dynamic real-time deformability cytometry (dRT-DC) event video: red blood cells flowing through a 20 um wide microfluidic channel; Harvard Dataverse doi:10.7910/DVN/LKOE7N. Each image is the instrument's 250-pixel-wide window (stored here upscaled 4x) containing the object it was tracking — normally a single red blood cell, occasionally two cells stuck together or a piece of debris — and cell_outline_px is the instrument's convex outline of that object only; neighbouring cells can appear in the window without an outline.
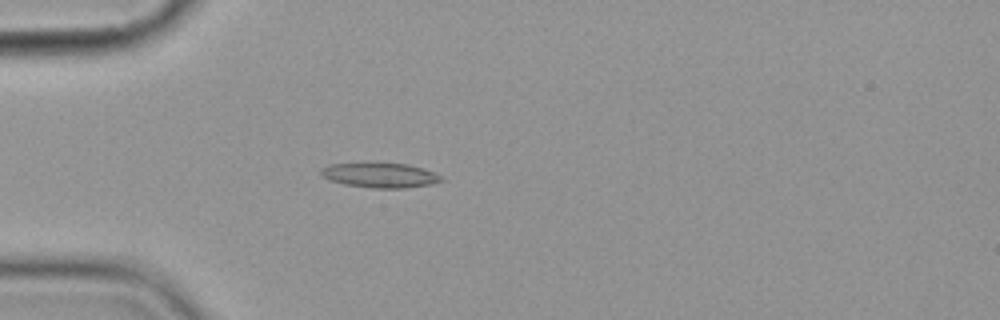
{"species": "common noctule bat (a hibernating species)", "species_latin": "Nyctalus noctula", "temperature_condition": "cold", "stored_images_in_passage": 6, "camera_frame_rate_fps": 3000, "um_per_image_px": 0.085, "animal": {"sex": "female", "body_mass_g": 19.9}, "frame": {"image": 1, "passage_image": 5, "time_ms": 5.0, "image_size_px": [1000, 320], "cell_outline_px": [[444, 180], [432, 184], [404, 188], [372, 188], [344, 184], [332, 180], [324, 176], [320, 172], [320, 168], [328, 164], [408, 164], [432, 172], [440, 176]], "centroid_in_image_um": [32.3, 14.91], "position_along_channel_um": 52.7, "area_um2": 16.88}}